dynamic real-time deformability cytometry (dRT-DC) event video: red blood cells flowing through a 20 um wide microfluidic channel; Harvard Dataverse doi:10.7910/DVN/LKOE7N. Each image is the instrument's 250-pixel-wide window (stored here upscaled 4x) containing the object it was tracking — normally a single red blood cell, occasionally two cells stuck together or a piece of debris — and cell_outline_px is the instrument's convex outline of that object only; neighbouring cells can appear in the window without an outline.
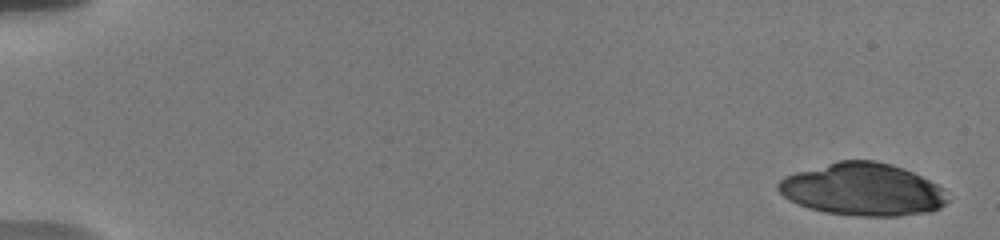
{"species": "human", "species_latin": "Homo sapiens", "temperature_condition": "warm", "stored_images_in_passage": 10, "camera_frame_rate_fps": 3000, "um_per_image_px": 0.085, "donor": {"sex": "male"}, "frame": {"image": 1, "passage_image": 1, "time_ms": 0.0, "image_size_px": [1000, 240], "cell_outline_px": [[952, 200], [940, 208], [932, 212], [900, 216], [856, 216], [824, 212], [808, 208], [788, 200], [776, 188], [776, 184], [784, 176], [796, 172], [836, 160], [876, 160], [892, 164], [904, 168], [944, 188]], "centroid_in_image_um": [73.35, 16.11], "position_along_channel_um": 11.6, "area_um2": 52.54}}